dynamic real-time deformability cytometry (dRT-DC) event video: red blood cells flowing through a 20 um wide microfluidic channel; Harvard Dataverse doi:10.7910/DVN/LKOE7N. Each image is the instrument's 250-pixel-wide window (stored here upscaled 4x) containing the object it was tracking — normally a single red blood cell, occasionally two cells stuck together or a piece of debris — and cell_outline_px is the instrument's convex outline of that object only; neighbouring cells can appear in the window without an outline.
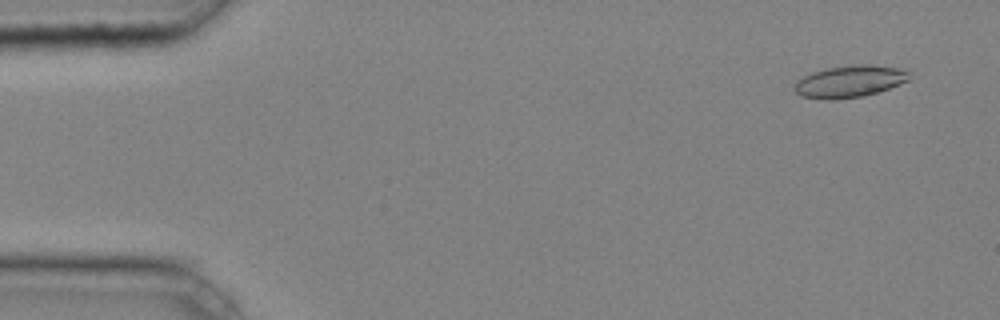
{"species": "common noctule bat (a hibernating species)", "species_latin": "Nyctalus noctula", "temperature_condition": "cold", "stored_images_in_passage": 42, "camera_frame_rate_fps": 3000, "um_per_image_px": 0.085, "animal": {"sex": "male", "body_mass_g": 20.4}, "frame": {"image": 1, "passage_image": 3, "time_ms": 0.667, "image_size_px": [1000, 320], "cell_outline_px": [[908, 80], [900, 84], [864, 96], [836, 100], [824, 100], [800, 96], [792, 88], [796, 80], [812, 72], [828, 68], [860, 64], [872, 64], [896, 68], [908, 72]], "centroid_in_image_um": [72.14, 6.94], "position_along_channel_um": 12.9, "area_um2": 21.33}}
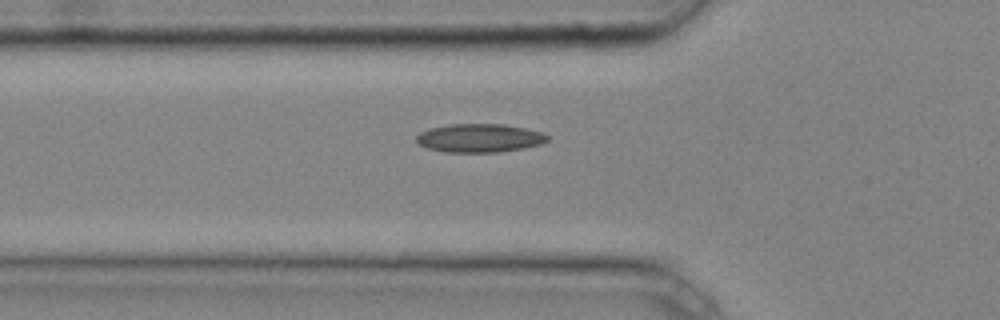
{"frame": {"image": 2, "passage_image": 16, "time_ms": 5.0, "image_size_px": [1000, 320], "cell_outline_px": [[548, 140], [540, 144], [524, 148], [500, 152], [444, 152], [428, 148], [420, 144], [416, 140], [416, 136], [420, 132], [428, 128], [448, 124], [504, 124], [544, 132], [548, 136]], "centroid_in_image_um": [40.75, 11.73], "position_along_channel_um": 85.0, "area_um2": 21.85}}
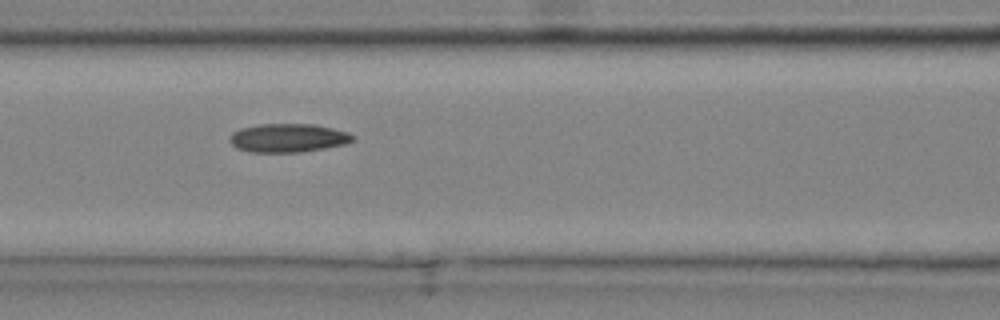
{"frame": {"image": 3, "passage_image": 20, "time_ms": 6.333, "image_size_px": [1000, 320], "cell_outline_px": [[356, 136], [348, 144], [300, 152], [248, 152], [236, 148], [228, 140], [232, 132], [240, 128], [260, 124], [316, 124], [348, 132]], "centroid_in_image_um": [24.48, 11.72], "position_along_channel_um": 142.1, "area_um2": 20.69}, "authors_computed_cell_mechanics": {"area_um2": 20.3167, "velocity_mm_per_s": 4.2481, "shape_relaxation_time_tau1_ms": null, "shape_relaxation_time_tau2_ms": 8.3397, "deformation_change_tau1": null, "deformation_change_tau2": 0.1449}}